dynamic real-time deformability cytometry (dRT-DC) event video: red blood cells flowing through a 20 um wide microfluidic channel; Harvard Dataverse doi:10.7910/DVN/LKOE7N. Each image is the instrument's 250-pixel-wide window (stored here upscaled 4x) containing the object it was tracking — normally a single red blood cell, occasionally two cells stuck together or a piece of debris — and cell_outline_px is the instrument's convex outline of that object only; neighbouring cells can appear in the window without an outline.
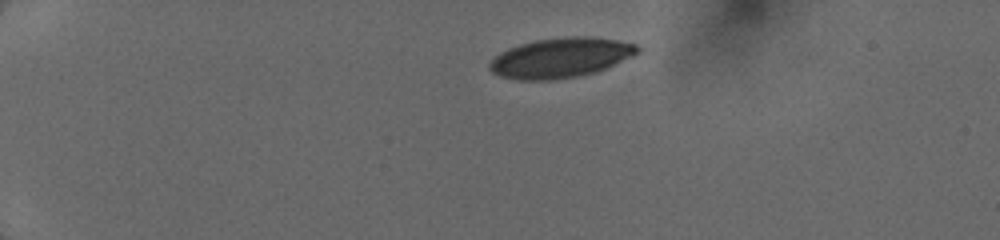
{"species": "human", "species_latin": "Homo sapiens", "temperature_condition": "cold", "stored_images_in_passage": 7, "camera_frame_rate_fps": 3000, "um_per_image_px": 0.085, "donor": {"sex": "female"}, "frame": {"image": 1, "passage_image": 1, "time_ms": 0.0, "image_size_px": [1000, 240], "cell_outline_px": [[640, 52], [632, 56], [596, 72], [576, 76], [548, 80], [516, 80], [500, 76], [492, 72], [488, 68], [488, 64], [500, 52], [508, 48], [520, 44], [536, 40], [572, 36], [588, 36], [616, 40], [636, 44], [640, 48]], "centroid_in_image_um": [47.63, 4.91], "position_along_channel_um": 37.4, "area_um2": 34.16}}